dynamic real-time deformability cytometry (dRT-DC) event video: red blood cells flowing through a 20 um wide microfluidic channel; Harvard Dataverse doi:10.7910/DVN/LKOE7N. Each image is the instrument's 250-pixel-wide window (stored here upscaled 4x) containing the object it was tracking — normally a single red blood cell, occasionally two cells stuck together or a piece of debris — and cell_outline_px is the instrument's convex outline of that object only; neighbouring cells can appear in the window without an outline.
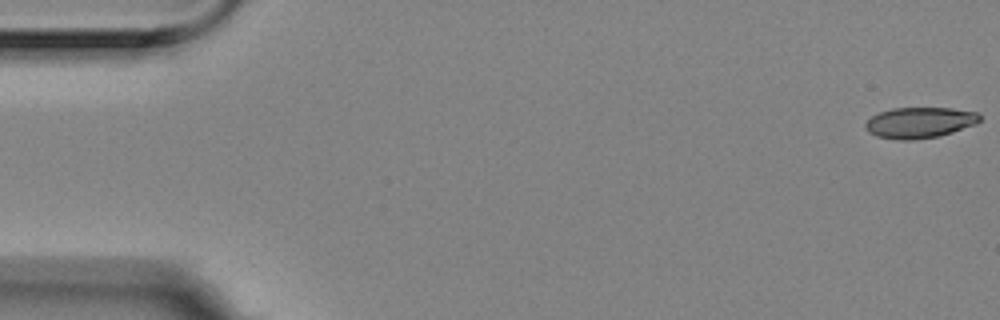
{"species": "Egyptian fruit bat (a non-hibernating species)", "species_latin": "Rousettus aegyptiacus", "temperature_condition": "room temperature", "stored_images_in_passage": 5, "segment_of_instrument_passage": [1, 2], "camera_frame_rate_fps": 3000, "um_per_image_px": 0.085, "animal": {"sex": "female"}, "frame": {"image": 1, "passage_image": 1, "time_ms": 0.0, "image_size_px": [1000, 320], "cell_outline_px": [[980, 120], [976, 124], [940, 136], [912, 140], [896, 140], [876, 136], [868, 132], [864, 128], [864, 124], [872, 116], [880, 112], [892, 108], [952, 108], [976, 112], [980, 116]], "centroid_in_image_um": [78.14, 10.43], "position_along_channel_um": 6.9, "area_um2": 20.63}}
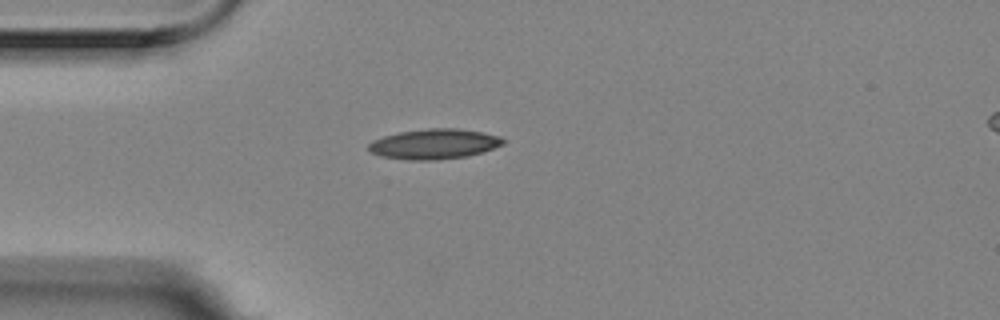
{"frame": {"image": 2, "passage_image": 4, "time_ms": 1.0, "image_size_px": [1000, 320], "cell_outline_px": [[504, 144], [468, 156], [436, 160], [408, 160], [380, 156], [372, 152], [368, 148], [368, 144], [372, 140], [384, 136], [400, 132], [428, 128], [456, 128], [480, 132], [500, 136], [504, 140]], "centroid_in_image_um": [36.88, 12.24], "position_along_channel_um": 48.1, "area_um2": 23.47}}